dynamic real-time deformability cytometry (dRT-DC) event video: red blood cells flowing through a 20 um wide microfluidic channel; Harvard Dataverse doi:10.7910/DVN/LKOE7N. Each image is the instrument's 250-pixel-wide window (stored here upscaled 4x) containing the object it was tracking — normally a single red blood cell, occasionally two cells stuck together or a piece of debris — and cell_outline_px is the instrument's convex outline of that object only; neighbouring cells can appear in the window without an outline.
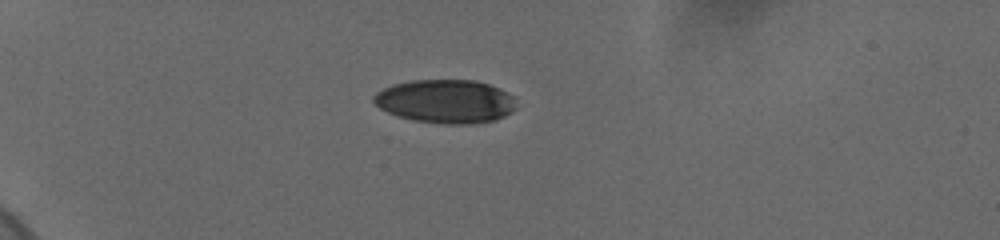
{"species": "human", "species_latin": "Homo sapiens", "temperature_condition": "cold", "stored_images_in_passage": 24, "camera_frame_rate_fps": 3000, "um_per_image_px": 0.085, "donor": {"sex": "female"}, "frame": {"image": 1, "passage_image": 1, "time_ms": 0.0, "image_size_px": [1000, 240], "cell_outline_px": [[516, 108], [512, 112], [496, 120], [472, 124], [448, 124], [412, 120], [388, 112], [380, 108], [372, 100], [372, 96], [376, 92], [392, 84], [412, 80], [476, 80], [488, 84], [508, 92], [512, 96]], "centroid_in_image_um": [37.87, 8.61], "position_along_channel_um": 47.1, "area_um2": 36.24}}
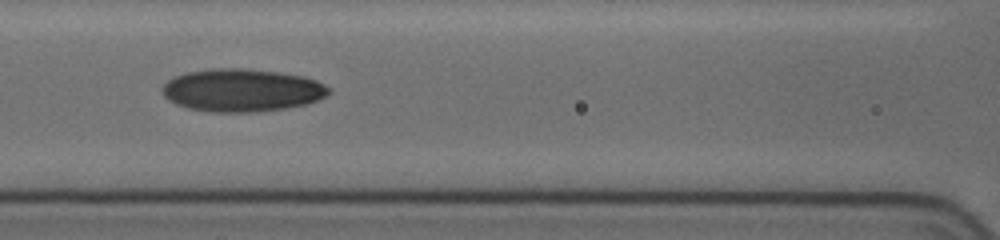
{"frame": {"image": 2, "passage_image": 16, "time_ms": 4.0, "image_size_px": [1000, 240], "cell_outline_px": [[328, 92], [324, 96], [316, 100], [304, 104], [284, 108], [256, 112], [212, 112], [188, 108], [176, 104], [168, 100], [160, 92], [160, 88], [172, 76], [184, 72], [212, 68], [240, 68], [280, 72], [304, 76], [316, 80], [324, 84], [328, 88]], "centroid_in_image_um": [20.48, 7.66], "position_along_channel_um": 146.1, "area_um2": 41.62}}
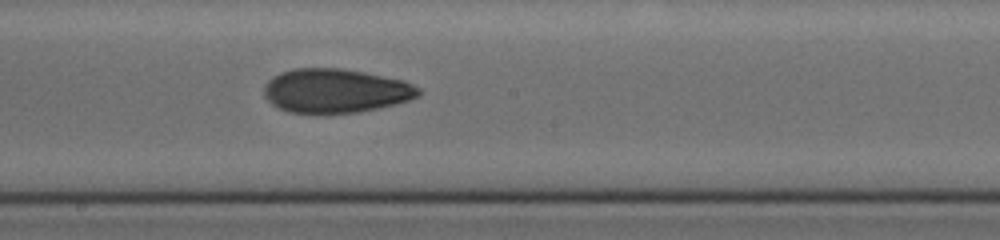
{"frame": {"image": 3, "passage_image": 24, "time_ms": 6.0, "image_size_px": [1000, 240], "cell_outline_px": [[420, 96], [396, 104], [356, 112], [288, 112], [272, 104], [264, 96], [264, 84], [272, 76], [280, 72], [292, 68], [340, 68], [364, 72], [404, 80], [420, 88]], "centroid_in_image_um": [28.51, 7.69], "position_along_channel_um": 219.7, "area_um2": 39.48}}